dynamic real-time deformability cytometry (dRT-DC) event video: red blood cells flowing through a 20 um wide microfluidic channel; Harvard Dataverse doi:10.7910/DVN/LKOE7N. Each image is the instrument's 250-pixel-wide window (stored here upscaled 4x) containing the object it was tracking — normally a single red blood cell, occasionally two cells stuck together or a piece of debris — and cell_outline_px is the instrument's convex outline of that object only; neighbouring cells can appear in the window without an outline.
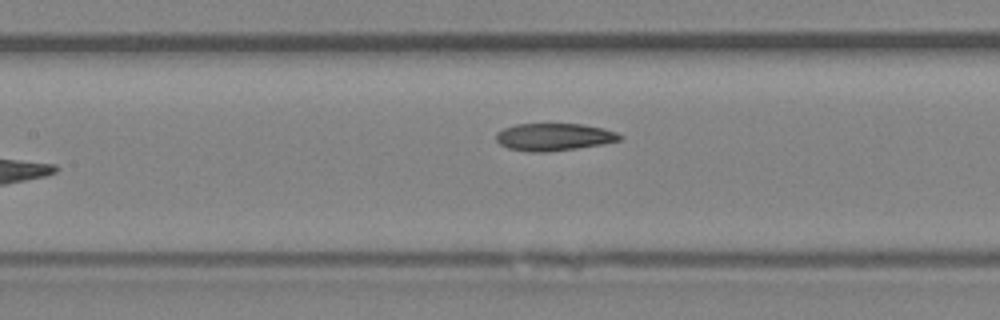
{"species": "Egyptian fruit bat (a non-hibernating species)", "species_latin": "Rousettus aegyptiacus", "temperature_condition": "room temperature", "stored_images_in_passage": 8, "camera_frame_rate_fps": 3000, "um_per_image_px": 0.085, "animal": {"sex": "female"}, "frame": {"image": 1, "passage_image": 8, "time_ms": 8.333, "image_size_px": [1000, 320], "cell_outline_px": [[624, 136], [620, 140], [604, 144], [576, 148], [544, 152], [528, 152], [508, 148], [500, 144], [496, 140], [496, 132], [504, 128], [516, 124], [584, 124], [604, 128], [616, 132]], "centroid_in_image_um": [47.09, 11.64], "position_along_channel_um": 160.3, "area_um2": 19.83}}